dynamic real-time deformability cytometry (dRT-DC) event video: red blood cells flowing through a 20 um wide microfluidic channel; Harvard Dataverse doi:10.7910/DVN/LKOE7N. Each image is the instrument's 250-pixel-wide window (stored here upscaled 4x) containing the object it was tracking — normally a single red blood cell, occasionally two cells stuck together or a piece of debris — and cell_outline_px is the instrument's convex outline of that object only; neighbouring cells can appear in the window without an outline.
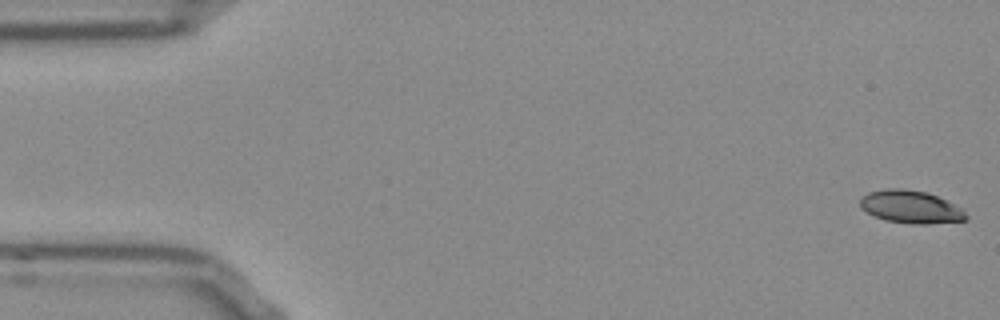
{"species": "Egyptian fruit bat (a non-hibernating species)", "species_latin": "Rousettus aegyptiacus", "temperature_condition": "room temperature", "stored_images_in_passage": 53, "camera_frame_rate_fps": 3000, "um_per_image_px": 0.085, "frame": {"image": 1, "passage_image": 1, "time_ms": 0.0, "image_size_px": [1000, 320], "cell_outline_px": [[968, 220], [924, 224], [912, 224], [884, 220], [860, 208], [860, 196], [868, 192], [888, 188], [904, 188], [928, 192], [964, 208], [968, 216]], "centroid_in_image_um": [77.44, 17.57], "position_along_channel_um": 7.6, "area_um2": 20.52}}
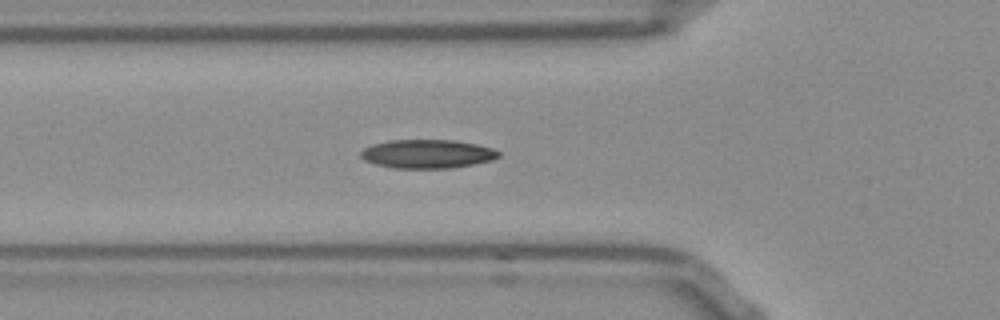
{"frame": {"image": 2, "passage_image": 18, "time_ms": 5.667, "image_size_px": [1000, 320], "cell_outline_px": [[500, 156], [492, 160], [452, 168], [392, 168], [376, 164], [364, 160], [360, 156], [360, 152], [364, 148], [372, 144], [388, 140], [452, 140], [476, 144], [492, 148], [500, 152]], "centroid_in_image_um": [36.3, 13.08], "position_along_channel_um": 89.5, "area_um2": 23.06}}
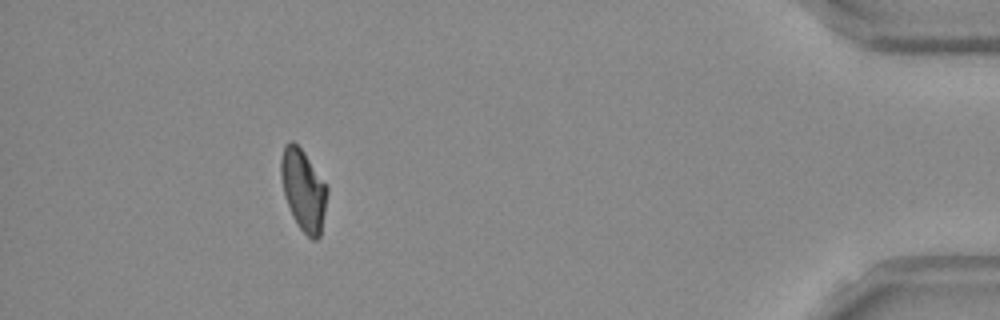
{"frame": {"image": 3, "passage_image": 48, "time_ms": 15.667, "image_size_px": [1000, 320], "cell_outline_px": [[328, 192], [320, 236], [316, 240], [312, 240], [300, 228], [292, 216], [284, 196], [280, 172], [280, 160], [284, 144], [288, 140], [292, 140], [304, 152], [328, 184]], "centroid_in_image_um": [25.79, 16.11], "position_along_channel_um": 409.4, "area_um2": 22.2}, "authors_computed_cell_mechanics": {"area_um2": 21.9062, "velocity_mm_per_s": 3.8027, "shape_relaxation_time_tau1_ms": 11.0648, "shape_relaxation_time_tau2_ms": 7.2797, "deformation_change_tau1": 0.2148, "deformation_change_tau2": 0.1367}}